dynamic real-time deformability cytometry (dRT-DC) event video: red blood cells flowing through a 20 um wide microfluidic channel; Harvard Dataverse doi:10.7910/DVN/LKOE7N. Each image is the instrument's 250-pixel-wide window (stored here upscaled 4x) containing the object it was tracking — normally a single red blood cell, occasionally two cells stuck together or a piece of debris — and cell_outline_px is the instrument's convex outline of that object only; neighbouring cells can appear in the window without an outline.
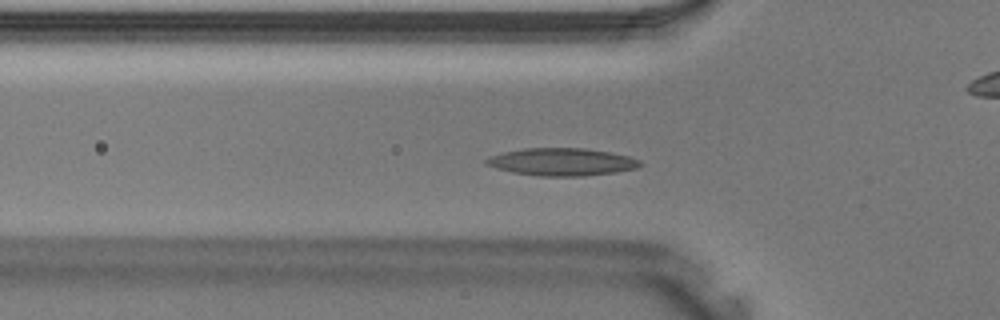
{"species": "Egyptian fruit bat (a non-hibernating species)", "species_latin": "Rousettus aegyptiacus", "temperature_condition": "warm", "stored_images_in_passage": 40, "camera_frame_rate_fps": 3000, "um_per_image_px": 0.085, "animal": {"sex": "male"}, "frame": {"image": 1, "passage_image": 12, "time_ms": 3.667, "image_size_px": [1000, 320], "cell_outline_px": [[644, 164], [636, 168], [616, 172], [584, 176], [540, 176], [512, 172], [496, 168], [484, 164], [484, 160], [492, 156], [504, 152], [524, 148], [584, 148], [608, 152], [628, 156], [640, 160]], "centroid_in_image_um": [47.76, 13.76], "position_along_channel_um": 78.0, "area_um2": 24.62}}
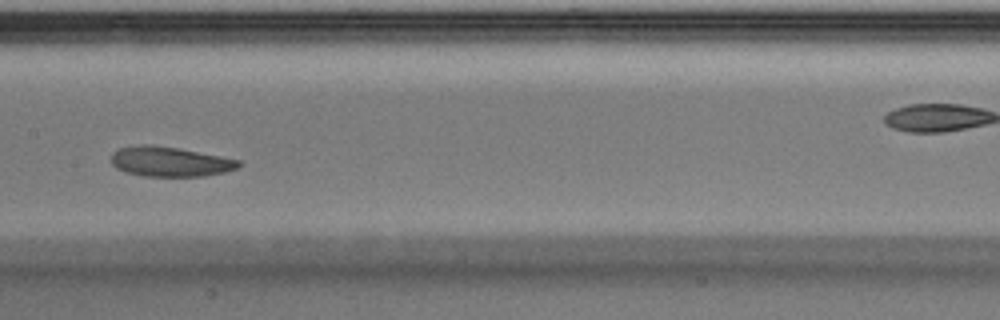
{"frame": {"image": 2, "passage_image": 19, "time_ms": 6.0, "image_size_px": [1000, 320], "cell_outline_px": [[240, 168], [224, 172], [204, 176], [144, 176], [128, 172], [116, 168], [112, 164], [112, 152], [120, 148], [144, 144], [152, 144], [176, 148], [220, 156], [240, 160]], "centroid_in_image_um": [14.46, 13.74], "position_along_channel_um": 192.9, "area_um2": 21.96}}
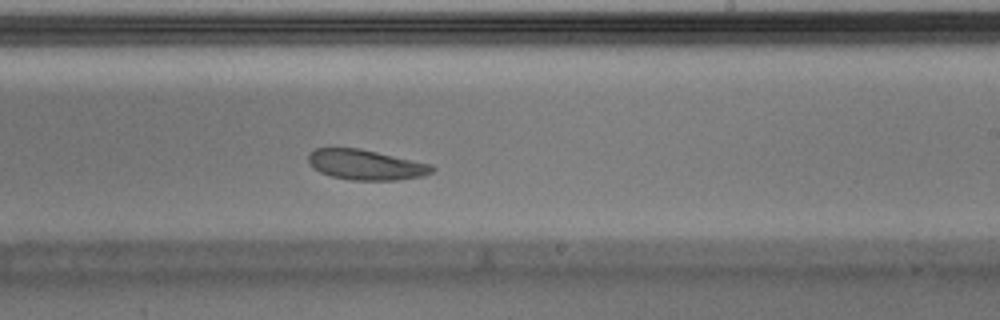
{"frame": {"image": 3, "passage_image": 23, "time_ms": 7.333, "image_size_px": [1000, 320], "cell_outline_px": [[436, 168], [432, 172], [424, 176], [396, 180], [352, 180], [332, 176], [320, 172], [312, 168], [308, 164], [308, 152], [316, 148], [360, 148], [432, 164]], "centroid_in_image_um": [31.08, 14.0], "position_along_channel_um": 257.9, "area_um2": 21.96}}